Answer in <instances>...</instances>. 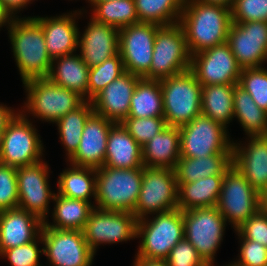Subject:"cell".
<instances>
[{
    "label": "cell",
    "mask_w": 267,
    "mask_h": 266,
    "mask_svg": "<svg viewBox=\"0 0 267 266\" xmlns=\"http://www.w3.org/2000/svg\"><path fill=\"white\" fill-rule=\"evenodd\" d=\"M179 24L191 55L227 42L231 8L185 0Z\"/></svg>",
    "instance_id": "6da1fadb"
},
{
    "label": "cell",
    "mask_w": 267,
    "mask_h": 266,
    "mask_svg": "<svg viewBox=\"0 0 267 266\" xmlns=\"http://www.w3.org/2000/svg\"><path fill=\"white\" fill-rule=\"evenodd\" d=\"M8 33L22 83L47 78L52 59L47 52L42 27L32 17L20 16L12 21Z\"/></svg>",
    "instance_id": "7a4b0ae2"
},
{
    "label": "cell",
    "mask_w": 267,
    "mask_h": 266,
    "mask_svg": "<svg viewBox=\"0 0 267 266\" xmlns=\"http://www.w3.org/2000/svg\"><path fill=\"white\" fill-rule=\"evenodd\" d=\"M23 86L27 93L26 102L19 111L28 118L31 114L33 118L54 124L85 101L78 93L62 88L48 78L31 79Z\"/></svg>",
    "instance_id": "3957f363"
},
{
    "label": "cell",
    "mask_w": 267,
    "mask_h": 266,
    "mask_svg": "<svg viewBox=\"0 0 267 266\" xmlns=\"http://www.w3.org/2000/svg\"><path fill=\"white\" fill-rule=\"evenodd\" d=\"M142 176L143 168L102 166L96 169V199L93 201L95 208L132 212L141 190Z\"/></svg>",
    "instance_id": "277c9868"
},
{
    "label": "cell",
    "mask_w": 267,
    "mask_h": 266,
    "mask_svg": "<svg viewBox=\"0 0 267 266\" xmlns=\"http://www.w3.org/2000/svg\"><path fill=\"white\" fill-rule=\"evenodd\" d=\"M151 216L138 220L136 238L142 240L134 258L166 260L170 250L184 238L183 211L177 208Z\"/></svg>",
    "instance_id": "5b68a950"
},
{
    "label": "cell",
    "mask_w": 267,
    "mask_h": 266,
    "mask_svg": "<svg viewBox=\"0 0 267 266\" xmlns=\"http://www.w3.org/2000/svg\"><path fill=\"white\" fill-rule=\"evenodd\" d=\"M160 84L168 126L180 128L201 114L202 85L190 69L162 79Z\"/></svg>",
    "instance_id": "8992f818"
},
{
    "label": "cell",
    "mask_w": 267,
    "mask_h": 266,
    "mask_svg": "<svg viewBox=\"0 0 267 266\" xmlns=\"http://www.w3.org/2000/svg\"><path fill=\"white\" fill-rule=\"evenodd\" d=\"M32 123L20 111L8 123L0 138V164L18 168L43 160L44 145Z\"/></svg>",
    "instance_id": "52a82bcc"
},
{
    "label": "cell",
    "mask_w": 267,
    "mask_h": 266,
    "mask_svg": "<svg viewBox=\"0 0 267 266\" xmlns=\"http://www.w3.org/2000/svg\"><path fill=\"white\" fill-rule=\"evenodd\" d=\"M191 54L179 23L161 26L155 35L150 71L143 77L162 80L190 69Z\"/></svg>",
    "instance_id": "ba28073f"
},
{
    "label": "cell",
    "mask_w": 267,
    "mask_h": 266,
    "mask_svg": "<svg viewBox=\"0 0 267 266\" xmlns=\"http://www.w3.org/2000/svg\"><path fill=\"white\" fill-rule=\"evenodd\" d=\"M180 157L203 158L215 154H233V139L221 123L200 114L179 128Z\"/></svg>",
    "instance_id": "9c48e42d"
},
{
    "label": "cell",
    "mask_w": 267,
    "mask_h": 266,
    "mask_svg": "<svg viewBox=\"0 0 267 266\" xmlns=\"http://www.w3.org/2000/svg\"><path fill=\"white\" fill-rule=\"evenodd\" d=\"M183 220L184 238L208 266H214L215 255L225 235V218L217 207H208L183 211Z\"/></svg>",
    "instance_id": "30bf717a"
},
{
    "label": "cell",
    "mask_w": 267,
    "mask_h": 266,
    "mask_svg": "<svg viewBox=\"0 0 267 266\" xmlns=\"http://www.w3.org/2000/svg\"><path fill=\"white\" fill-rule=\"evenodd\" d=\"M178 208V182L169 168L143 167L141 190L132 213L140 220Z\"/></svg>",
    "instance_id": "8fae6325"
},
{
    "label": "cell",
    "mask_w": 267,
    "mask_h": 266,
    "mask_svg": "<svg viewBox=\"0 0 267 266\" xmlns=\"http://www.w3.org/2000/svg\"><path fill=\"white\" fill-rule=\"evenodd\" d=\"M216 207L234 231L259 211V193L234 165L225 172Z\"/></svg>",
    "instance_id": "7c38bea8"
},
{
    "label": "cell",
    "mask_w": 267,
    "mask_h": 266,
    "mask_svg": "<svg viewBox=\"0 0 267 266\" xmlns=\"http://www.w3.org/2000/svg\"><path fill=\"white\" fill-rule=\"evenodd\" d=\"M138 219L132 212L94 208L82 232L89 248L96 254L102 244H116L136 239Z\"/></svg>",
    "instance_id": "4fadbf2b"
},
{
    "label": "cell",
    "mask_w": 267,
    "mask_h": 266,
    "mask_svg": "<svg viewBox=\"0 0 267 266\" xmlns=\"http://www.w3.org/2000/svg\"><path fill=\"white\" fill-rule=\"evenodd\" d=\"M41 236L49 266H92L96 254L81 230L53 229L43 224Z\"/></svg>",
    "instance_id": "5bb4252c"
},
{
    "label": "cell",
    "mask_w": 267,
    "mask_h": 266,
    "mask_svg": "<svg viewBox=\"0 0 267 266\" xmlns=\"http://www.w3.org/2000/svg\"><path fill=\"white\" fill-rule=\"evenodd\" d=\"M49 172V166L43 160L17 168L19 197L17 208L37 216L43 222L49 220V204L55 195L48 182L50 181L48 180L50 178Z\"/></svg>",
    "instance_id": "9a60e30c"
},
{
    "label": "cell",
    "mask_w": 267,
    "mask_h": 266,
    "mask_svg": "<svg viewBox=\"0 0 267 266\" xmlns=\"http://www.w3.org/2000/svg\"><path fill=\"white\" fill-rule=\"evenodd\" d=\"M160 27L139 22L119 29V53L125 72L143 78L150 71L155 35Z\"/></svg>",
    "instance_id": "2e32d148"
},
{
    "label": "cell",
    "mask_w": 267,
    "mask_h": 266,
    "mask_svg": "<svg viewBox=\"0 0 267 266\" xmlns=\"http://www.w3.org/2000/svg\"><path fill=\"white\" fill-rule=\"evenodd\" d=\"M190 70L202 86H208L238 84L242 68L226 42L191 55Z\"/></svg>",
    "instance_id": "e0dca14e"
},
{
    "label": "cell",
    "mask_w": 267,
    "mask_h": 266,
    "mask_svg": "<svg viewBox=\"0 0 267 266\" xmlns=\"http://www.w3.org/2000/svg\"><path fill=\"white\" fill-rule=\"evenodd\" d=\"M227 43L242 69L263 67L267 62V22L232 23Z\"/></svg>",
    "instance_id": "ac0fdd59"
},
{
    "label": "cell",
    "mask_w": 267,
    "mask_h": 266,
    "mask_svg": "<svg viewBox=\"0 0 267 266\" xmlns=\"http://www.w3.org/2000/svg\"><path fill=\"white\" fill-rule=\"evenodd\" d=\"M82 14L84 9L59 16H32L43 29L47 52L52 60L77 51L80 28L76 20Z\"/></svg>",
    "instance_id": "d6986e66"
},
{
    "label": "cell",
    "mask_w": 267,
    "mask_h": 266,
    "mask_svg": "<svg viewBox=\"0 0 267 266\" xmlns=\"http://www.w3.org/2000/svg\"><path fill=\"white\" fill-rule=\"evenodd\" d=\"M114 124L93 112L84 125L77 151L67 162L78 167L101 168L105 161L108 133Z\"/></svg>",
    "instance_id": "ffe728a7"
},
{
    "label": "cell",
    "mask_w": 267,
    "mask_h": 266,
    "mask_svg": "<svg viewBox=\"0 0 267 266\" xmlns=\"http://www.w3.org/2000/svg\"><path fill=\"white\" fill-rule=\"evenodd\" d=\"M233 142V165L259 193L267 188V136H248Z\"/></svg>",
    "instance_id": "44dd1931"
},
{
    "label": "cell",
    "mask_w": 267,
    "mask_h": 266,
    "mask_svg": "<svg viewBox=\"0 0 267 266\" xmlns=\"http://www.w3.org/2000/svg\"><path fill=\"white\" fill-rule=\"evenodd\" d=\"M89 20L83 33L79 31L78 49L82 60L94 67L119 53V29L91 17Z\"/></svg>",
    "instance_id": "7402d4cb"
},
{
    "label": "cell",
    "mask_w": 267,
    "mask_h": 266,
    "mask_svg": "<svg viewBox=\"0 0 267 266\" xmlns=\"http://www.w3.org/2000/svg\"><path fill=\"white\" fill-rule=\"evenodd\" d=\"M140 79L137 75L125 72L113 80L91 100L94 112L114 123H121L128 118L130 100Z\"/></svg>",
    "instance_id": "603a6c76"
},
{
    "label": "cell",
    "mask_w": 267,
    "mask_h": 266,
    "mask_svg": "<svg viewBox=\"0 0 267 266\" xmlns=\"http://www.w3.org/2000/svg\"><path fill=\"white\" fill-rule=\"evenodd\" d=\"M43 224L37 216L20 208L0 211V254L37 239Z\"/></svg>",
    "instance_id": "cb8c5ba5"
},
{
    "label": "cell",
    "mask_w": 267,
    "mask_h": 266,
    "mask_svg": "<svg viewBox=\"0 0 267 266\" xmlns=\"http://www.w3.org/2000/svg\"><path fill=\"white\" fill-rule=\"evenodd\" d=\"M142 152V146L123 125L115 123L108 133L103 166L120 169L143 168Z\"/></svg>",
    "instance_id": "d4e9b609"
},
{
    "label": "cell",
    "mask_w": 267,
    "mask_h": 266,
    "mask_svg": "<svg viewBox=\"0 0 267 266\" xmlns=\"http://www.w3.org/2000/svg\"><path fill=\"white\" fill-rule=\"evenodd\" d=\"M142 151L144 167L174 170L180 159L179 128L167 125L142 146Z\"/></svg>",
    "instance_id": "484cf974"
},
{
    "label": "cell",
    "mask_w": 267,
    "mask_h": 266,
    "mask_svg": "<svg viewBox=\"0 0 267 266\" xmlns=\"http://www.w3.org/2000/svg\"><path fill=\"white\" fill-rule=\"evenodd\" d=\"M89 66L77 52L52 60L48 79L88 101Z\"/></svg>",
    "instance_id": "4316f807"
},
{
    "label": "cell",
    "mask_w": 267,
    "mask_h": 266,
    "mask_svg": "<svg viewBox=\"0 0 267 266\" xmlns=\"http://www.w3.org/2000/svg\"><path fill=\"white\" fill-rule=\"evenodd\" d=\"M223 178L224 175H214L190 183H178V208L187 211L216 207Z\"/></svg>",
    "instance_id": "83f0119b"
},
{
    "label": "cell",
    "mask_w": 267,
    "mask_h": 266,
    "mask_svg": "<svg viewBox=\"0 0 267 266\" xmlns=\"http://www.w3.org/2000/svg\"><path fill=\"white\" fill-rule=\"evenodd\" d=\"M233 165V154H215L203 158L180 157L174 169L178 183H190L201 178L225 175Z\"/></svg>",
    "instance_id": "f1b7e54d"
},
{
    "label": "cell",
    "mask_w": 267,
    "mask_h": 266,
    "mask_svg": "<svg viewBox=\"0 0 267 266\" xmlns=\"http://www.w3.org/2000/svg\"><path fill=\"white\" fill-rule=\"evenodd\" d=\"M237 84L202 86L201 114L228 128L234 120V88Z\"/></svg>",
    "instance_id": "f546056e"
},
{
    "label": "cell",
    "mask_w": 267,
    "mask_h": 266,
    "mask_svg": "<svg viewBox=\"0 0 267 266\" xmlns=\"http://www.w3.org/2000/svg\"><path fill=\"white\" fill-rule=\"evenodd\" d=\"M52 223L45 221L53 229L83 230L91 211L95 208L92 202L72 199L55 193L53 201Z\"/></svg>",
    "instance_id": "4dcf8cb0"
},
{
    "label": "cell",
    "mask_w": 267,
    "mask_h": 266,
    "mask_svg": "<svg viewBox=\"0 0 267 266\" xmlns=\"http://www.w3.org/2000/svg\"><path fill=\"white\" fill-rule=\"evenodd\" d=\"M57 194L91 202L96 199V169L69 165L58 176Z\"/></svg>",
    "instance_id": "1f68e13d"
},
{
    "label": "cell",
    "mask_w": 267,
    "mask_h": 266,
    "mask_svg": "<svg viewBox=\"0 0 267 266\" xmlns=\"http://www.w3.org/2000/svg\"><path fill=\"white\" fill-rule=\"evenodd\" d=\"M234 118L248 136H267V112L259 108L247 91L234 88Z\"/></svg>",
    "instance_id": "d6a6232c"
},
{
    "label": "cell",
    "mask_w": 267,
    "mask_h": 266,
    "mask_svg": "<svg viewBox=\"0 0 267 266\" xmlns=\"http://www.w3.org/2000/svg\"><path fill=\"white\" fill-rule=\"evenodd\" d=\"M163 99L160 80L141 78L130 100L128 117H163Z\"/></svg>",
    "instance_id": "836d02e7"
},
{
    "label": "cell",
    "mask_w": 267,
    "mask_h": 266,
    "mask_svg": "<svg viewBox=\"0 0 267 266\" xmlns=\"http://www.w3.org/2000/svg\"><path fill=\"white\" fill-rule=\"evenodd\" d=\"M93 112L92 102L85 100L75 110L70 111L54 123L57 125L59 139L65 148L67 160L77 151L84 125Z\"/></svg>",
    "instance_id": "e575fe53"
},
{
    "label": "cell",
    "mask_w": 267,
    "mask_h": 266,
    "mask_svg": "<svg viewBox=\"0 0 267 266\" xmlns=\"http://www.w3.org/2000/svg\"><path fill=\"white\" fill-rule=\"evenodd\" d=\"M185 0H135L139 22L168 26L179 23Z\"/></svg>",
    "instance_id": "d590c367"
},
{
    "label": "cell",
    "mask_w": 267,
    "mask_h": 266,
    "mask_svg": "<svg viewBox=\"0 0 267 266\" xmlns=\"http://www.w3.org/2000/svg\"><path fill=\"white\" fill-rule=\"evenodd\" d=\"M91 18L118 29L139 23L135 0L98 1L92 7Z\"/></svg>",
    "instance_id": "8d00e7d4"
},
{
    "label": "cell",
    "mask_w": 267,
    "mask_h": 266,
    "mask_svg": "<svg viewBox=\"0 0 267 266\" xmlns=\"http://www.w3.org/2000/svg\"><path fill=\"white\" fill-rule=\"evenodd\" d=\"M125 73L120 53L104 60L101 64L89 68L88 101H91L113 80Z\"/></svg>",
    "instance_id": "74e56055"
},
{
    "label": "cell",
    "mask_w": 267,
    "mask_h": 266,
    "mask_svg": "<svg viewBox=\"0 0 267 266\" xmlns=\"http://www.w3.org/2000/svg\"><path fill=\"white\" fill-rule=\"evenodd\" d=\"M238 85L249 93L259 108L267 112V69L243 68Z\"/></svg>",
    "instance_id": "f35d334b"
},
{
    "label": "cell",
    "mask_w": 267,
    "mask_h": 266,
    "mask_svg": "<svg viewBox=\"0 0 267 266\" xmlns=\"http://www.w3.org/2000/svg\"><path fill=\"white\" fill-rule=\"evenodd\" d=\"M121 124L135 141L143 146L167 126L164 117H128Z\"/></svg>",
    "instance_id": "ab89813d"
},
{
    "label": "cell",
    "mask_w": 267,
    "mask_h": 266,
    "mask_svg": "<svg viewBox=\"0 0 267 266\" xmlns=\"http://www.w3.org/2000/svg\"><path fill=\"white\" fill-rule=\"evenodd\" d=\"M39 243L42 249L38 247ZM40 255H44L41 235L28 244L3 251L0 257L8 259L11 266H43L40 264Z\"/></svg>",
    "instance_id": "60d3db41"
},
{
    "label": "cell",
    "mask_w": 267,
    "mask_h": 266,
    "mask_svg": "<svg viewBox=\"0 0 267 266\" xmlns=\"http://www.w3.org/2000/svg\"><path fill=\"white\" fill-rule=\"evenodd\" d=\"M231 15L232 23L267 22V0H235Z\"/></svg>",
    "instance_id": "b9f144b4"
},
{
    "label": "cell",
    "mask_w": 267,
    "mask_h": 266,
    "mask_svg": "<svg viewBox=\"0 0 267 266\" xmlns=\"http://www.w3.org/2000/svg\"><path fill=\"white\" fill-rule=\"evenodd\" d=\"M18 203L17 168L0 164V211L15 209Z\"/></svg>",
    "instance_id": "7bdbcfd3"
},
{
    "label": "cell",
    "mask_w": 267,
    "mask_h": 266,
    "mask_svg": "<svg viewBox=\"0 0 267 266\" xmlns=\"http://www.w3.org/2000/svg\"><path fill=\"white\" fill-rule=\"evenodd\" d=\"M235 234L240 242L239 258L225 266H267V248L258 242L244 239L236 230Z\"/></svg>",
    "instance_id": "ee69618b"
},
{
    "label": "cell",
    "mask_w": 267,
    "mask_h": 266,
    "mask_svg": "<svg viewBox=\"0 0 267 266\" xmlns=\"http://www.w3.org/2000/svg\"><path fill=\"white\" fill-rule=\"evenodd\" d=\"M166 262L168 266H208L185 238L170 250Z\"/></svg>",
    "instance_id": "f6af8a7d"
},
{
    "label": "cell",
    "mask_w": 267,
    "mask_h": 266,
    "mask_svg": "<svg viewBox=\"0 0 267 266\" xmlns=\"http://www.w3.org/2000/svg\"><path fill=\"white\" fill-rule=\"evenodd\" d=\"M236 231L246 240L258 242L267 248V215L258 211Z\"/></svg>",
    "instance_id": "bcb514c9"
},
{
    "label": "cell",
    "mask_w": 267,
    "mask_h": 266,
    "mask_svg": "<svg viewBox=\"0 0 267 266\" xmlns=\"http://www.w3.org/2000/svg\"><path fill=\"white\" fill-rule=\"evenodd\" d=\"M5 8L11 13L14 18H19V15H16L22 9L26 8L27 5L33 3L34 0H0Z\"/></svg>",
    "instance_id": "7dc6e473"
},
{
    "label": "cell",
    "mask_w": 267,
    "mask_h": 266,
    "mask_svg": "<svg viewBox=\"0 0 267 266\" xmlns=\"http://www.w3.org/2000/svg\"><path fill=\"white\" fill-rule=\"evenodd\" d=\"M18 112V110L16 111L14 110V108L12 109L11 107H8L3 103H0V138L5 131L8 123Z\"/></svg>",
    "instance_id": "c3c4849f"
},
{
    "label": "cell",
    "mask_w": 267,
    "mask_h": 266,
    "mask_svg": "<svg viewBox=\"0 0 267 266\" xmlns=\"http://www.w3.org/2000/svg\"><path fill=\"white\" fill-rule=\"evenodd\" d=\"M133 266H168L166 260L135 258Z\"/></svg>",
    "instance_id": "681fc988"
},
{
    "label": "cell",
    "mask_w": 267,
    "mask_h": 266,
    "mask_svg": "<svg viewBox=\"0 0 267 266\" xmlns=\"http://www.w3.org/2000/svg\"><path fill=\"white\" fill-rule=\"evenodd\" d=\"M14 19L15 18L11 15V13L5 8V6L0 1V28L6 26L8 30Z\"/></svg>",
    "instance_id": "f907efd6"
},
{
    "label": "cell",
    "mask_w": 267,
    "mask_h": 266,
    "mask_svg": "<svg viewBox=\"0 0 267 266\" xmlns=\"http://www.w3.org/2000/svg\"><path fill=\"white\" fill-rule=\"evenodd\" d=\"M259 211L267 215V188L259 192Z\"/></svg>",
    "instance_id": "816d5d0a"
},
{
    "label": "cell",
    "mask_w": 267,
    "mask_h": 266,
    "mask_svg": "<svg viewBox=\"0 0 267 266\" xmlns=\"http://www.w3.org/2000/svg\"><path fill=\"white\" fill-rule=\"evenodd\" d=\"M197 1H200L206 4L221 5V6H225L228 8H232V5H233L232 0H197Z\"/></svg>",
    "instance_id": "f5cc1de1"
},
{
    "label": "cell",
    "mask_w": 267,
    "mask_h": 266,
    "mask_svg": "<svg viewBox=\"0 0 267 266\" xmlns=\"http://www.w3.org/2000/svg\"><path fill=\"white\" fill-rule=\"evenodd\" d=\"M88 3H90L91 7L98 1H107V0H86Z\"/></svg>",
    "instance_id": "db71d44e"
}]
</instances>
